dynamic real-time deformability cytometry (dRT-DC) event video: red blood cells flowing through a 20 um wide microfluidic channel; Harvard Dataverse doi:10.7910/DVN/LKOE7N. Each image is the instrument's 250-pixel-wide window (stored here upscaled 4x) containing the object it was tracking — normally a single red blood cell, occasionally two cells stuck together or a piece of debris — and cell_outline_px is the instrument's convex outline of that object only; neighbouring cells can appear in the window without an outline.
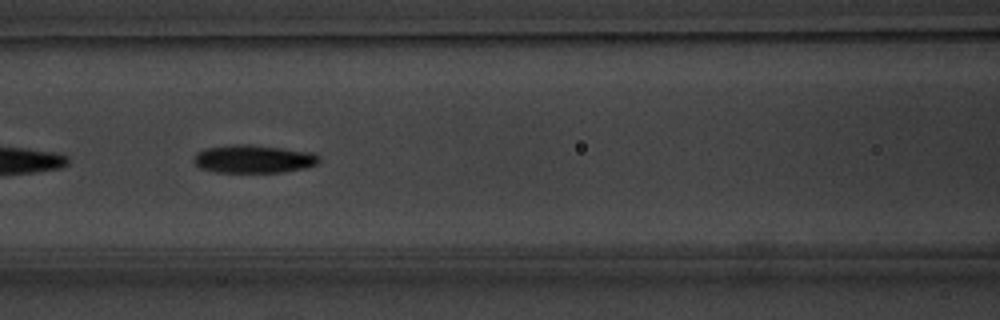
{"species": "common noctule bat (a hibernating species)", "species_latin": "Nyctalus noctula", "temperature_condition": "warm", "stored_images_in_passage": 32, "camera_frame_rate_fps": 3000, "um_per_image_px": 0.085, "animal": {"sex": "male", "body_mass_g": 20.1, "forearm_length_mm": 53.5}, "frame": {"image": 1, "passage_image": 23, "time_ms": 7.333, "image_size_px": [1000, 320], "cell_outline_px": [[320, 160], [316, 164], [304, 168], [284, 172], [216, 172], [200, 168], [192, 160], [196, 152], [204, 148], [232, 144], [252, 144], [312, 152], [320, 156]], "centroid_in_image_um": [21.52, 13.5], "position_along_channel_um": 145.1, "area_um2": 20.69}}